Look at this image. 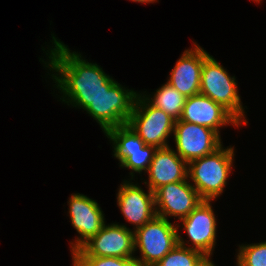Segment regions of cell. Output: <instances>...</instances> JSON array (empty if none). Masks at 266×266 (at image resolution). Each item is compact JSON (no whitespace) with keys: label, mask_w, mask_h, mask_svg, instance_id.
I'll list each match as a JSON object with an SVG mask.
<instances>
[{"label":"cell","mask_w":266,"mask_h":266,"mask_svg":"<svg viewBox=\"0 0 266 266\" xmlns=\"http://www.w3.org/2000/svg\"><path fill=\"white\" fill-rule=\"evenodd\" d=\"M57 40L55 36L52 37V45L55 46L46 53L47 56L50 54L49 62H46L45 66L50 68V71L56 72L51 76L56 83V88L61 91V94L63 93L60 98L62 102L85 110L94 99L104 90H109L116 81L99 65L83 60L81 54L70 52L68 46Z\"/></svg>","instance_id":"1"},{"label":"cell","mask_w":266,"mask_h":266,"mask_svg":"<svg viewBox=\"0 0 266 266\" xmlns=\"http://www.w3.org/2000/svg\"><path fill=\"white\" fill-rule=\"evenodd\" d=\"M234 147L221 145L214 152L188 163L187 178L203 200H215L223 193L234 161Z\"/></svg>","instance_id":"2"},{"label":"cell","mask_w":266,"mask_h":266,"mask_svg":"<svg viewBox=\"0 0 266 266\" xmlns=\"http://www.w3.org/2000/svg\"><path fill=\"white\" fill-rule=\"evenodd\" d=\"M235 76L231 77L212 56H208L201 71L200 94L208 96L213 101L221 104L242 125L247 124L245 111L238 95Z\"/></svg>","instance_id":"3"},{"label":"cell","mask_w":266,"mask_h":266,"mask_svg":"<svg viewBox=\"0 0 266 266\" xmlns=\"http://www.w3.org/2000/svg\"><path fill=\"white\" fill-rule=\"evenodd\" d=\"M179 224L155 216L151 221L134 231L135 251L141 252L136 258L143 263L155 266L176 245H178Z\"/></svg>","instance_id":"4"},{"label":"cell","mask_w":266,"mask_h":266,"mask_svg":"<svg viewBox=\"0 0 266 266\" xmlns=\"http://www.w3.org/2000/svg\"><path fill=\"white\" fill-rule=\"evenodd\" d=\"M143 94H138L127 125L146 145L168 147L167 138L174 132L175 120L163 110L151 105Z\"/></svg>","instance_id":"5"},{"label":"cell","mask_w":266,"mask_h":266,"mask_svg":"<svg viewBox=\"0 0 266 266\" xmlns=\"http://www.w3.org/2000/svg\"><path fill=\"white\" fill-rule=\"evenodd\" d=\"M137 96V91L126 89L116 81L85 110L99 123L103 132H106L110 128L127 124Z\"/></svg>","instance_id":"6"},{"label":"cell","mask_w":266,"mask_h":266,"mask_svg":"<svg viewBox=\"0 0 266 266\" xmlns=\"http://www.w3.org/2000/svg\"><path fill=\"white\" fill-rule=\"evenodd\" d=\"M104 133L112 141L114 157L122 168L139 174L147 172L157 147L146 145L127 124L110 128Z\"/></svg>","instance_id":"7"},{"label":"cell","mask_w":266,"mask_h":266,"mask_svg":"<svg viewBox=\"0 0 266 266\" xmlns=\"http://www.w3.org/2000/svg\"><path fill=\"white\" fill-rule=\"evenodd\" d=\"M134 230L125 225L110 224L101 230L86 243H84L72 256H98L135 258Z\"/></svg>","instance_id":"8"},{"label":"cell","mask_w":266,"mask_h":266,"mask_svg":"<svg viewBox=\"0 0 266 266\" xmlns=\"http://www.w3.org/2000/svg\"><path fill=\"white\" fill-rule=\"evenodd\" d=\"M174 141L176 153L188 164L218 149L221 136L214 130L194 123L175 121Z\"/></svg>","instance_id":"9"},{"label":"cell","mask_w":266,"mask_h":266,"mask_svg":"<svg viewBox=\"0 0 266 266\" xmlns=\"http://www.w3.org/2000/svg\"><path fill=\"white\" fill-rule=\"evenodd\" d=\"M188 180L169 183L154 192L156 216L167 220L168 216H173L181 220L203 201Z\"/></svg>","instance_id":"10"},{"label":"cell","mask_w":266,"mask_h":266,"mask_svg":"<svg viewBox=\"0 0 266 266\" xmlns=\"http://www.w3.org/2000/svg\"><path fill=\"white\" fill-rule=\"evenodd\" d=\"M193 246L210 259L216 244L217 221L211 200H203L187 217L180 220Z\"/></svg>","instance_id":"11"},{"label":"cell","mask_w":266,"mask_h":266,"mask_svg":"<svg viewBox=\"0 0 266 266\" xmlns=\"http://www.w3.org/2000/svg\"><path fill=\"white\" fill-rule=\"evenodd\" d=\"M68 203L71 224L80 234L74 243L71 242V251L74 253L101 230L105 218L99 204L83 194H71Z\"/></svg>","instance_id":"12"},{"label":"cell","mask_w":266,"mask_h":266,"mask_svg":"<svg viewBox=\"0 0 266 266\" xmlns=\"http://www.w3.org/2000/svg\"><path fill=\"white\" fill-rule=\"evenodd\" d=\"M180 120L207 127L219 135L221 127L228 124L236 127L241 125L221 104L200 93L186 98Z\"/></svg>","instance_id":"13"},{"label":"cell","mask_w":266,"mask_h":266,"mask_svg":"<svg viewBox=\"0 0 266 266\" xmlns=\"http://www.w3.org/2000/svg\"><path fill=\"white\" fill-rule=\"evenodd\" d=\"M209 55L195 43L193 49L183 52L167 82L186 98L199 94L203 62Z\"/></svg>","instance_id":"14"},{"label":"cell","mask_w":266,"mask_h":266,"mask_svg":"<svg viewBox=\"0 0 266 266\" xmlns=\"http://www.w3.org/2000/svg\"><path fill=\"white\" fill-rule=\"evenodd\" d=\"M117 205L125 219L135 225L134 231L156 216L154 192L148 193L133 182L124 181L117 193Z\"/></svg>","instance_id":"15"},{"label":"cell","mask_w":266,"mask_h":266,"mask_svg":"<svg viewBox=\"0 0 266 266\" xmlns=\"http://www.w3.org/2000/svg\"><path fill=\"white\" fill-rule=\"evenodd\" d=\"M148 189L155 192L169 183L187 179L188 164L170 146L157 148L147 170Z\"/></svg>","instance_id":"16"},{"label":"cell","mask_w":266,"mask_h":266,"mask_svg":"<svg viewBox=\"0 0 266 266\" xmlns=\"http://www.w3.org/2000/svg\"><path fill=\"white\" fill-rule=\"evenodd\" d=\"M155 266H214V263L203 253L188 248L181 235H178V245Z\"/></svg>","instance_id":"17"},{"label":"cell","mask_w":266,"mask_h":266,"mask_svg":"<svg viewBox=\"0 0 266 266\" xmlns=\"http://www.w3.org/2000/svg\"><path fill=\"white\" fill-rule=\"evenodd\" d=\"M143 96H146V100L151 105L163 110L175 121L180 119L183 112L186 97H184L168 82L163 84L161 88L157 89L151 99L149 98L150 96L146 94Z\"/></svg>","instance_id":"18"},{"label":"cell","mask_w":266,"mask_h":266,"mask_svg":"<svg viewBox=\"0 0 266 266\" xmlns=\"http://www.w3.org/2000/svg\"><path fill=\"white\" fill-rule=\"evenodd\" d=\"M238 266H266V241L241 245L238 249Z\"/></svg>","instance_id":"19"},{"label":"cell","mask_w":266,"mask_h":266,"mask_svg":"<svg viewBox=\"0 0 266 266\" xmlns=\"http://www.w3.org/2000/svg\"><path fill=\"white\" fill-rule=\"evenodd\" d=\"M72 259L73 266H124L132 258L72 256Z\"/></svg>","instance_id":"20"},{"label":"cell","mask_w":266,"mask_h":266,"mask_svg":"<svg viewBox=\"0 0 266 266\" xmlns=\"http://www.w3.org/2000/svg\"><path fill=\"white\" fill-rule=\"evenodd\" d=\"M124 266H150V265H147L143 263L141 260L136 259L135 256V258L129 259Z\"/></svg>","instance_id":"21"},{"label":"cell","mask_w":266,"mask_h":266,"mask_svg":"<svg viewBox=\"0 0 266 266\" xmlns=\"http://www.w3.org/2000/svg\"><path fill=\"white\" fill-rule=\"evenodd\" d=\"M133 2H138V3H154L156 2L157 0H131Z\"/></svg>","instance_id":"22"},{"label":"cell","mask_w":266,"mask_h":266,"mask_svg":"<svg viewBox=\"0 0 266 266\" xmlns=\"http://www.w3.org/2000/svg\"><path fill=\"white\" fill-rule=\"evenodd\" d=\"M253 1H255V2H258V3H260V2H261V0H253Z\"/></svg>","instance_id":"23"}]
</instances>
